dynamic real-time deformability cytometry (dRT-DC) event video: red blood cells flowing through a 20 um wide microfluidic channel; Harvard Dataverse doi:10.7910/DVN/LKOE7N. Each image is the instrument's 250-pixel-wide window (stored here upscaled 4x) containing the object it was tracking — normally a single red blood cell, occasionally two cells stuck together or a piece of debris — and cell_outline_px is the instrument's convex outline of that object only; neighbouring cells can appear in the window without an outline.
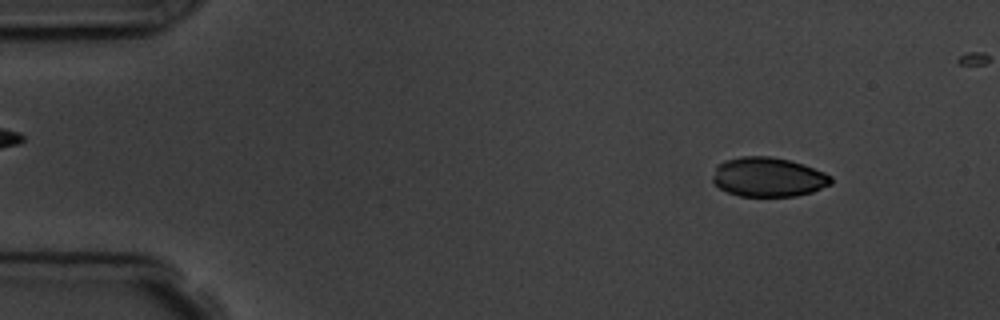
{"species": "common noctule bat (a hibernating species)", "species_latin": "Nyctalus noctula", "temperature_condition": "room temperature", "stored_images_in_passage": 5, "camera_frame_rate_fps": 3000, "um_per_image_px": 0.085, "animal": {"sex": "male", "body_mass_g": 19.5, "forearm_length_mm": 54.6}, "frame": {"image": 1, "passage_image": 2, "time_ms": 1.333, "image_size_px": [1000, 320], "cell_outline_px": [[832, 184], [812, 192], [796, 196], [740, 196], [728, 192], [720, 188], [712, 180], [712, 176], [716, 168], [724, 160], [740, 156], [772, 156], [804, 164], [824, 172], [832, 176]], "centroid_in_image_um": [65.32, 15.05], "position_along_channel_um": 19.7, "area_um2": 27.22}}
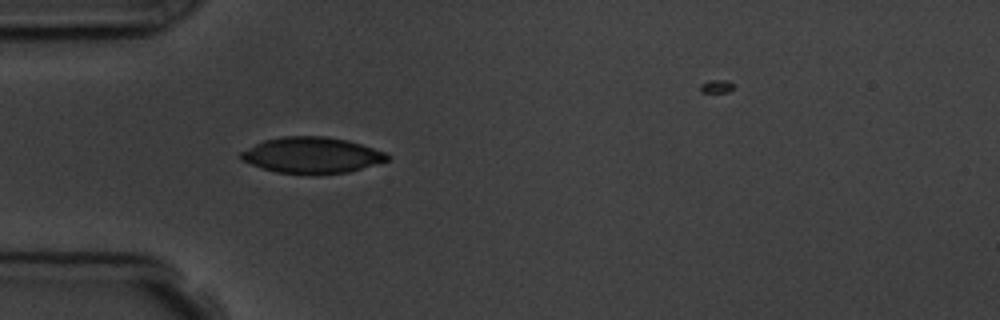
{"frame": {"image": 2, "passage_image": 5, "time_ms": 4.667, "image_size_px": [1000, 320], "cell_outline_px": [[388, 160], [348, 172], [312, 176], [276, 172], [240, 160], [240, 152], [264, 140], [284, 136], [324, 136], [348, 140], [384, 152], [388, 156]], "centroid_in_image_um": [26.48, 13.21], "position_along_channel_um": 58.5, "area_um2": 30.75}}